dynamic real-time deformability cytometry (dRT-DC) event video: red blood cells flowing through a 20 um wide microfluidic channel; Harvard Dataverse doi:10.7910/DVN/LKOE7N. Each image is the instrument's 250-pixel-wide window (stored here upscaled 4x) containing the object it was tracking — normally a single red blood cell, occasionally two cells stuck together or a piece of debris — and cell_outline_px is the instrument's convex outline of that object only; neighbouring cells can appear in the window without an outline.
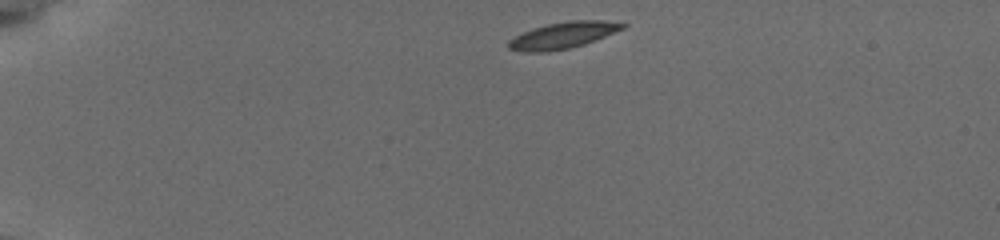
{"species": "common noctule bat (a hibernating species)", "species_latin": "Nyctalus noctula", "temperature_condition": "cold", "stored_images_in_passage": 38, "camera_frame_rate_fps": 3000, "um_per_image_px": 0.085, "animal": {"sex": "female", "body_mass_g": 19.5, "forearm_length_mm": 54.1}, "frame": {"image": 1, "passage_image": 1, "time_ms": 0.0, "image_size_px": [1000, 240], "cell_outline_px": [[628, 24], [624, 28], [584, 44], [568, 48], [548, 52], [524, 52], [508, 48], [508, 40], [532, 28], [548, 24], [568, 20], [604, 20]], "centroid_in_image_um": [47.84, 2.99], "position_along_channel_um": 37.2, "area_um2": 17.4}}
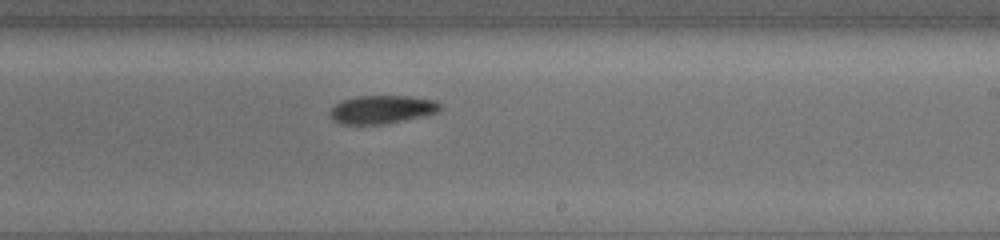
{"frame": {"image": 2, "passage_image": 22, "time_ms": 7.667, "image_size_px": [1000, 240], "cell_outline_px": [[444, 108], [436, 112], [420, 116], [380, 124], [340, 124], [332, 120], [332, 108], [336, 104], [344, 100], [356, 96], [412, 96], [436, 100]], "centroid_in_image_um": [32.49, 9.29], "position_along_channel_um": 256.5, "area_um2": 17.8}}
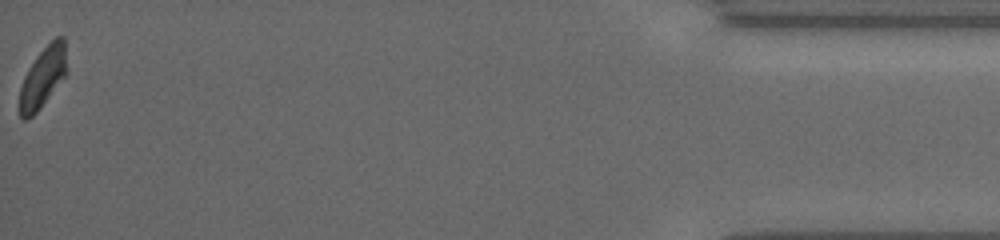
{"frame": {"image": 3, "passage_image": 38, "time_ms": 14.333, "image_size_px": [1000, 240], "cell_outline_px": [[64, 76], [36, 112], [32, 116], [24, 120], [20, 116], [20, 88], [24, 76], [28, 68], [36, 56], [56, 36], [64, 36]], "centroid_in_image_um": [3.59, 6.57], "position_along_channel_um": 431.6, "area_um2": 15.78}, "authors_computed_cell_mechanics": {"area_um2": 17.7157, "velocity_mm_per_s": 3.8028, "shape_relaxation_time_tau1_ms": 2.0081, "shape_relaxation_time_tau2_ms": 8.7549, "deformation_change_tau1": 0.0938, "deformation_change_tau2": 0.1213}}